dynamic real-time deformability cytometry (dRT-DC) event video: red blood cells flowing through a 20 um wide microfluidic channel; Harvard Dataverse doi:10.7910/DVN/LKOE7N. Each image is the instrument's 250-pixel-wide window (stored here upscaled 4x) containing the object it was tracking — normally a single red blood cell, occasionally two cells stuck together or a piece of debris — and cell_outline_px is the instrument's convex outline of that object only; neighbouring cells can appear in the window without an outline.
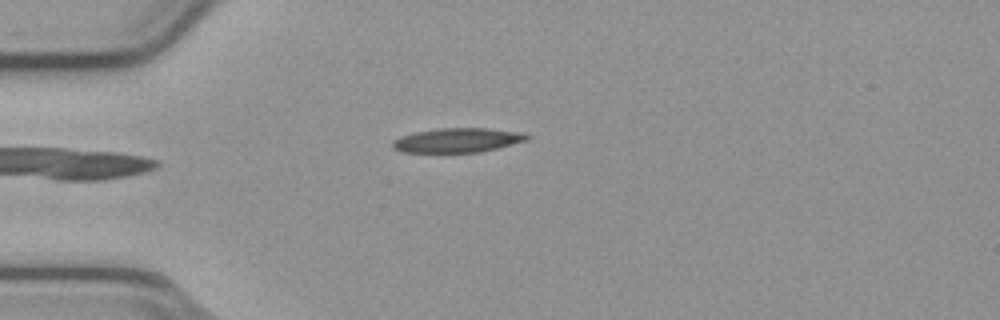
{"species": "common noctule bat (a hibernating species)", "species_latin": "Nyctalus noctula", "temperature_condition": "cold", "stored_images_in_passage": 35, "camera_frame_rate_fps": 3000, "um_per_image_px": 0.085, "animal": {"sex": "male", "body_mass_g": 23.1, "forearm_length_mm": 52.7}, "frame": {"image": 1, "passage_image": 1, "time_ms": 0.0, "image_size_px": [1000, 320], "cell_outline_px": [[532, 136], [528, 140], [480, 152], [400, 152], [392, 148], [392, 140], [400, 136], [416, 132], [440, 128], [488, 128], [524, 132]], "centroid_in_image_um": [38.9, 11.91], "position_along_channel_um": 46.1, "area_um2": 19.19}}
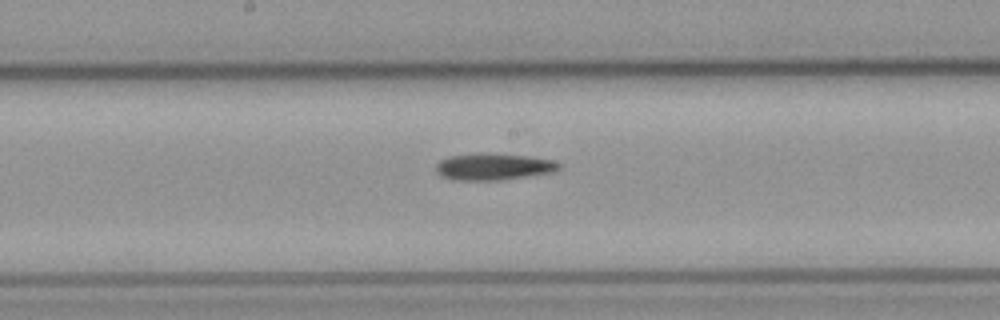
{"frame": {"image": 2, "passage_image": 15, "time_ms": 4.667, "image_size_px": [1000, 320], "cell_outline_px": [[560, 168], [552, 172], [504, 180], [456, 180], [440, 176], [436, 172], [436, 164], [440, 160], [448, 156], [476, 152], [492, 152], [524, 156], [552, 160], [560, 164]], "centroid_in_image_um": [41.88, 14.15], "position_along_channel_um": 206.3, "area_um2": 19.42}}
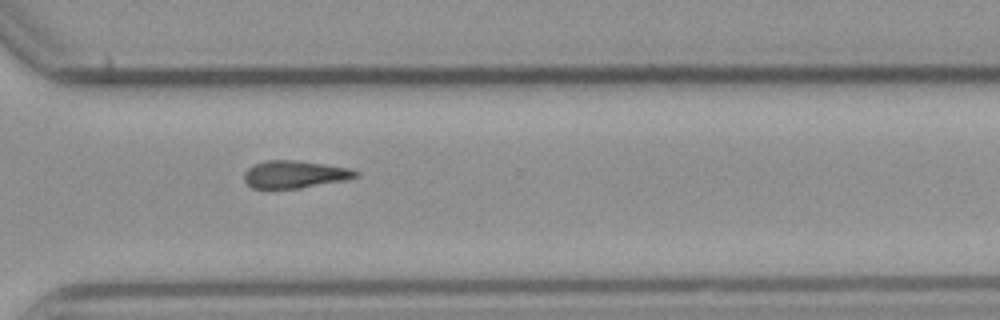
{"frame": {"image": 3, "passage_image": 26, "time_ms": 8.333, "image_size_px": [1000, 320], "cell_outline_px": [[360, 176], [344, 180], [300, 188], [252, 188], [244, 180], [244, 172], [248, 168], [256, 164], [268, 160], [296, 160], [348, 168], [360, 172]], "centroid_in_image_um": [25.05, 14.82], "position_along_channel_um": 345.5, "area_um2": 17.63}}